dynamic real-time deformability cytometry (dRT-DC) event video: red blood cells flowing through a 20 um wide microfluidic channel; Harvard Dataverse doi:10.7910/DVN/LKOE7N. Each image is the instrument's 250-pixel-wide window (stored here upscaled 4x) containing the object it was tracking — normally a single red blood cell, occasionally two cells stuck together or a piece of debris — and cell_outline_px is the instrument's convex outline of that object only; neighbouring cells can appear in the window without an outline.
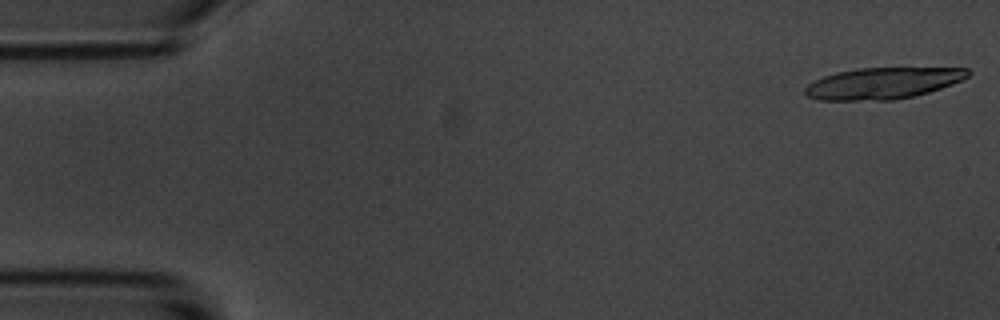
{"species": "common noctule bat (a hibernating species)", "species_latin": "Nyctalus noctula", "temperature_condition": "room temperature", "stored_images_in_passage": 18, "camera_frame_rate_fps": 3000, "um_per_image_px": 0.085, "animal": {"sex": "male", "body_mass_g": 20.1, "forearm_length_mm": 53.5}, "frame": {"image": 1, "passage_image": 1, "time_ms": 0.0, "image_size_px": [1000, 320], "cell_outline_px": [[972, 72], [968, 76], [952, 84], [916, 96], [892, 100], [820, 100], [808, 96], [804, 92], [804, 88], [812, 80], [836, 72], [860, 68], [968, 68]], "centroid_in_image_um": [75.02, 7.07], "position_along_channel_um": 10.0, "area_um2": 29.77}}